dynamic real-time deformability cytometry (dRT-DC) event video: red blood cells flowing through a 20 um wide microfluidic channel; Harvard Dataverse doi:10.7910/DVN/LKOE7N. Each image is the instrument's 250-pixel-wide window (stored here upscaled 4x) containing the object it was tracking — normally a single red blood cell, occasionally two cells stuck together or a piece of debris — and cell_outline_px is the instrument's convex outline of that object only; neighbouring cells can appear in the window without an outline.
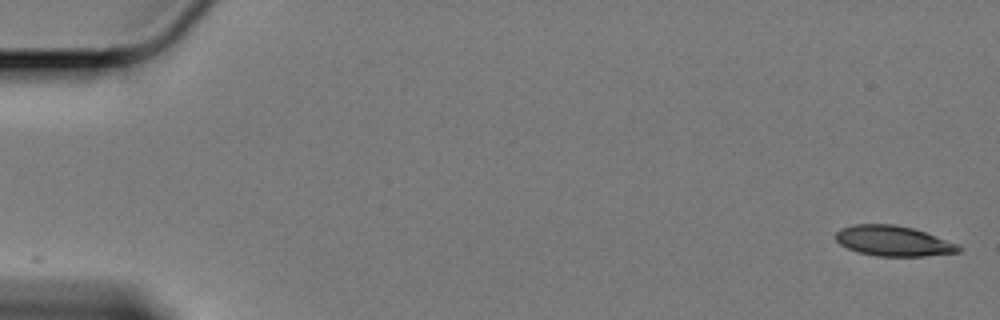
{"species": "Egyptian fruit bat (a non-hibernating species)", "species_latin": "Rousettus aegyptiacus", "temperature_condition": "cold", "stored_images_in_passage": 7, "camera_frame_rate_fps": 3000, "um_per_image_px": 0.085, "animal": {"sex": "female"}, "frame": {"image": 1, "passage_image": 1, "time_ms": 0.0, "image_size_px": [1000, 320], "cell_outline_px": [[964, 248], [960, 252], [924, 256], [876, 256], [860, 252], [848, 248], [840, 244], [836, 240], [836, 232], [840, 228], [852, 224], [892, 224], [912, 228], [960, 244]], "centroid_in_image_um": [75.96, 20.48], "position_along_channel_um": 9.0, "area_um2": 21.73}}